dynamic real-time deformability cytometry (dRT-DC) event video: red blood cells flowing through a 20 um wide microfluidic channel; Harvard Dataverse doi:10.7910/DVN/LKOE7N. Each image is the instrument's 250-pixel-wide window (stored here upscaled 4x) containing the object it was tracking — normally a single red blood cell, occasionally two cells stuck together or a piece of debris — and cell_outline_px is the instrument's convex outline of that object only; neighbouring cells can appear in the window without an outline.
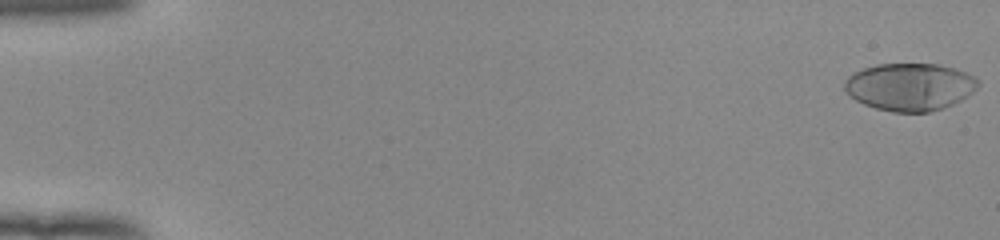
{"species": "human", "species_latin": "Homo sapiens", "temperature_condition": "room temperature", "stored_images_in_passage": 53, "camera_frame_rate_fps": 3000, "um_per_image_px": 0.085, "donor": {"sex": "female"}, "frame": {"image": 1, "passage_image": 1, "time_ms": 0.0, "image_size_px": [1000, 240], "cell_outline_px": [[980, 84], [972, 92], [960, 100], [944, 108], [928, 112], [892, 112], [876, 108], [864, 104], [848, 96], [844, 92], [844, 80], [848, 76], [864, 68], [876, 64], [940, 64], [976, 76], [980, 80]], "centroid_in_image_um": [77.32, 7.38], "position_along_channel_um": 7.7, "area_um2": 37.11}}
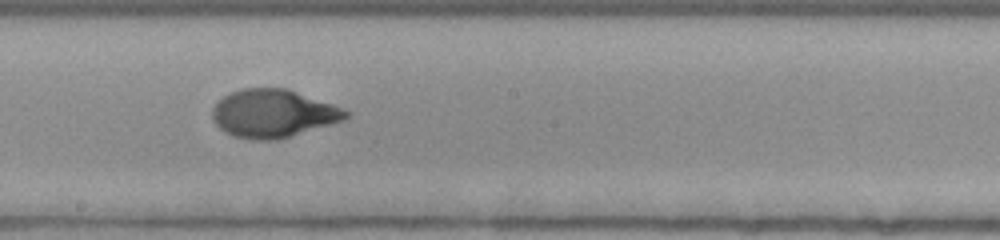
{"frame": {"image": 2, "passage_image": 31, "time_ms": 10.0, "image_size_px": [1000, 240], "cell_outline_px": [[352, 112], [344, 120], [280, 140], [252, 140], [232, 136], [224, 132], [212, 120], [212, 108], [224, 96], [232, 92], [244, 88], [288, 88], [344, 108]], "centroid_in_image_um": [23.24, 9.66], "position_along_channel_um": 225.0, "area_um2": 37.69}}
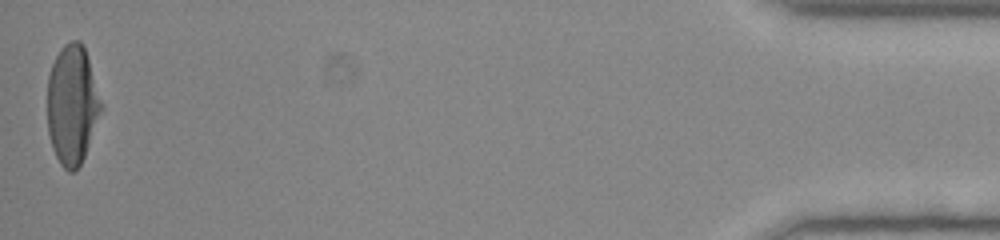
{"frame": {"image": 3, "passage_image": 53, "time_ms": 17.333, "image_size_px": [1000, 240], "cell_outline_px": [[104, 108], [84, 156], [80, 164], [72, 172], [68, 172], [60, 164], [52, 148], [48, 132], [48, 76], [52, 64], [60, 48], [64, 44], [72, 40], [80, 40], [84, 48], [104, 104]], "centroid_in_image_um": [6.16, 8.9], "position_along_channel_um": 429.0, "area_um2": 37.57}, "authors_computed_cell_mechanics": {"area_um2": 36.8764, "velocity_mm_per_s": 3.9548, "shape_relaxation_time_tau1_ms": 4.2535, "shape_relaxation_time_tau2_ms": null, "deformation_change_tau1": 0.249, "deformation_change_tau2": null}}